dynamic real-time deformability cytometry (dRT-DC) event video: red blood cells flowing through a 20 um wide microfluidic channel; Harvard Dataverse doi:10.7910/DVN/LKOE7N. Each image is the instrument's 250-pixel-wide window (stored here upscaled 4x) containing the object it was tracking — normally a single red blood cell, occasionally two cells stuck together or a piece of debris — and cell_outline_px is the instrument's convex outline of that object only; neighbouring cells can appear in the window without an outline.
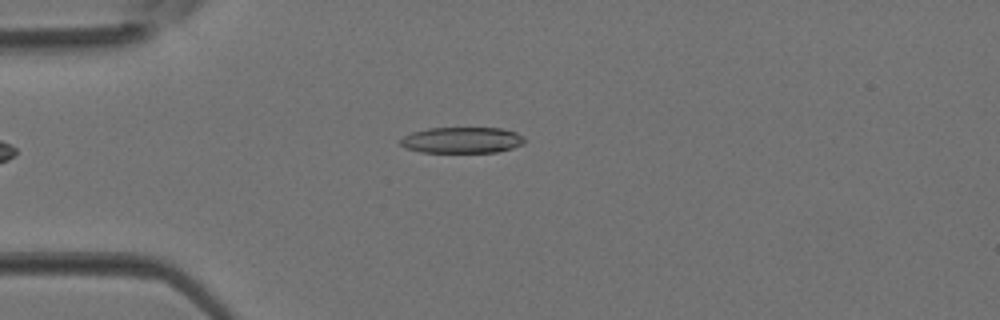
{"species": "Egyptian fruit bat (a non-hibernating species)", "species_latin": "Rousettus aegyptiacus", "temperature_condition": "room temperature", "stored_images_in_passage": 2, "camera_frame_rate_fps": 3000, "um_per_image_px": 0.085, "animal": {"sex": "female"}, "frame": {"image": 1, "passage_image": 2, "time_ms": 0.333, "image_size_px": [1000, 320], "cell_outline_px": [[524, 144], [512, 148], [496, 152], [420, 152], [404, 148], [400, 144], [400, 140], [404, 136], [412, 132], [428, 128], [500, 128], [516, 132], [524, 140]], "centroid_in_image_um": [39.23, 11.91], "position_along_channel_um": 45.8, "area_um2": 18.79}}